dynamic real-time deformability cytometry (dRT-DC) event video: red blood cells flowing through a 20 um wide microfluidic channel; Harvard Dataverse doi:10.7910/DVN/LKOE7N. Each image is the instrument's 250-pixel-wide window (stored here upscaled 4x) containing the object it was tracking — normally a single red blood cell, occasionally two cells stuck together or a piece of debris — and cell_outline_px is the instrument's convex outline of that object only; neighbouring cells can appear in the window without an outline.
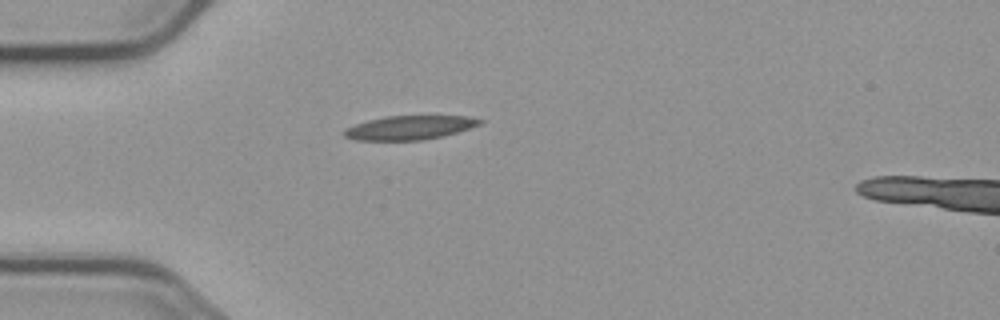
{"species": "common noctule bat (a hibernating species)", "species_latin": "Nyctalus noctula", "temperature_condition": "cold", "stored_images_in_passage": 2, "camera_frame_rate_fps": 3000, "um_per_image_px": 0.085, "animal": {"sex": "male", "body_mass_g": 23.1, "forearm_length_mm": 52.7}, "frame": {"image": 1, "passage_image": 1, "time_ms": 0.0, "image_size_px": [1000, 320], "cell_outline_px": [[484, 120], [480, 124], [444, 136], [420, 140], [356, 140], [344, 136], [344, 128], [368, 120], [384, 116], [468, 116]], "centroid_in_image_um": [34.79, 10.84], "position_along_channel_um": 50.2, "area_um2": 18.79}}